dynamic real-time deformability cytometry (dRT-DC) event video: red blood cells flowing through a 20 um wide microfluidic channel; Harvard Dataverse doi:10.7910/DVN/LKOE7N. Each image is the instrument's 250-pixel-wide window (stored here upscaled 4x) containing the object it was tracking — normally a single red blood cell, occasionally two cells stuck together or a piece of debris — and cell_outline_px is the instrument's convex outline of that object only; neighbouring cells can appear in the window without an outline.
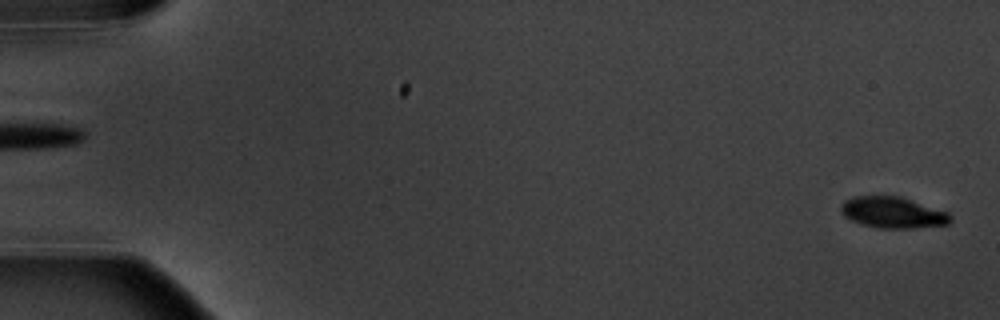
{"species": "common noctule bat (a hibernating species)", "species_latin": "Nyctalus noctula", "temperature_condition": "warm", "stored_images_in_passage": 6, "segment_of_instrument_passage": [2, 2], "camera_frame_rate_fps": 3000, "um_per_image_px": 0.085, "animal": {"sex": "male", "body_mass_g": 20.1, "forearm_length_mm": 53.5}, "frame": {"image": 1, "passage_image": 6, "time_ms": 6.0, "image_size_px": [1000, 320], "cell_outline_px": [[952, 220], [948, 224], [916, 228], [880, 228], [864, 224], [852, 220], [844, 216], [840, 208], [844, 200], [852, 196], [900, 196], [948, 212], [952, 216]], "centroid_in_image_um": [75.91, 18.06], "position_along_channel_um": 9.1, "area_um2": 19.83}}